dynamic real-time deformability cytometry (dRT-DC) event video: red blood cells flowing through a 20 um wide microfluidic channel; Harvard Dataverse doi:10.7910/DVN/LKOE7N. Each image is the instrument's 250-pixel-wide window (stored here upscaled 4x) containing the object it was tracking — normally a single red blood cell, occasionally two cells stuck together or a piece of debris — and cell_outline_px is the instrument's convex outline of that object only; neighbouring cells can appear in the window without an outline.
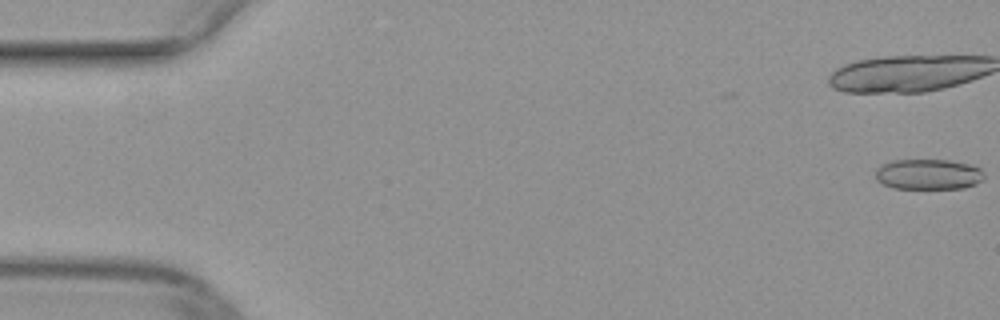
{"species": "common noctule bat (a hibernating species)", "species_latin": "Nyctalus noctula", "temperature_condition": "warm", "stored_images_in_passage": 18, "camera_frame_rate_fps": 3000, "um_per_image_px": 0.085, "animal": {"sex": "female", "body_mass_g": 29.2, "forearm_length_mm": 56.3}, "frame": {"image": 1, "passage_image": 1, "time_ms": 0.0, "image_size_px": [1000, 320], "cell_outline_px": [[984, 180], [976, 184], [964, 188], [892, 188], [876, 180], [876, 168], [880, 164], [892, 160], [948, 160], [968, 164], [980, 168], [984, 172]], "centroid_in_image_um": [78.91, 14.81], "position_along_channel_um": 6.1, "area_um2": 19.42}}